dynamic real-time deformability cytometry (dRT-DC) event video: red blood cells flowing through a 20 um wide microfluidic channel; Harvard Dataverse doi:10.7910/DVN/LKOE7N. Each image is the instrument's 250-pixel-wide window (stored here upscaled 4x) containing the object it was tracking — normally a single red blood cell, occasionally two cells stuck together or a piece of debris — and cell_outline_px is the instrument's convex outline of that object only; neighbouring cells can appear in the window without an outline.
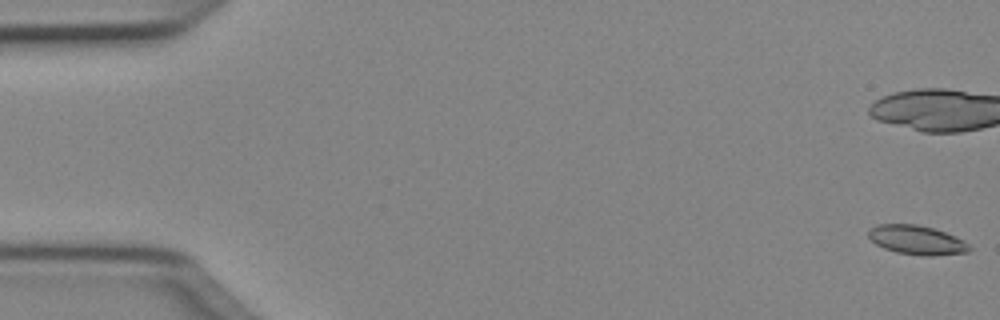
{"species": "Egyptian fruit bat (a non-hibernating species)", "species_latin": "Rousettus aegyptiacus", "temperature_condition": "cold", "stored_images_in_passage": 52, "camera_frame_rate_fps": 3000, "um_per_image_px": 0.085, "animal": {"sex": "female"}, "frame": {"image": 1, "passage_image": 1, "time_ms": 0.0, "image_size_px": [1000, 320], "cell_outline_px": [[972, 248], [968, 252], [932, 256], [924, 256], [896, 252], [884, 248], [876, 244], [868, 236], [868, 232], [876, 224], [916, 224], [932, 228], [944, 232], [964, 240]], "centroid_in_image_um": [77.93, 20.4], "position_along_channel_um": 7.1, "area_um2": 17.05}}
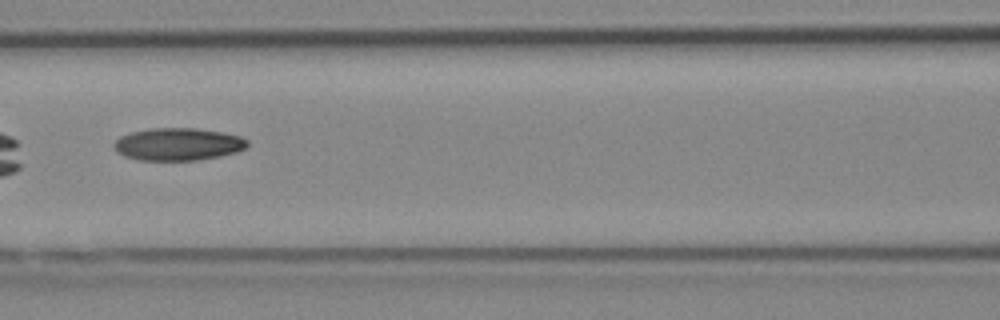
{"frame": {"image": 2, "passage_image": 24, "time_ms": 7.667, "image_size_px": [1000, 320], "cell_outline_px": [[248, 144], [244, 148], [236, 152], [220, 156], [200, 160], [140, 160], [124, 156], [116, 152], [112, 144], [120, 136], [132, 132], [148, 128], [196, 128], [224, 132], [240, 136], [248, 140]], "centroid_in_image_um": [15.12, 12.25], "position_along_channel_um": 151.5, "area_um2": 25.43}}
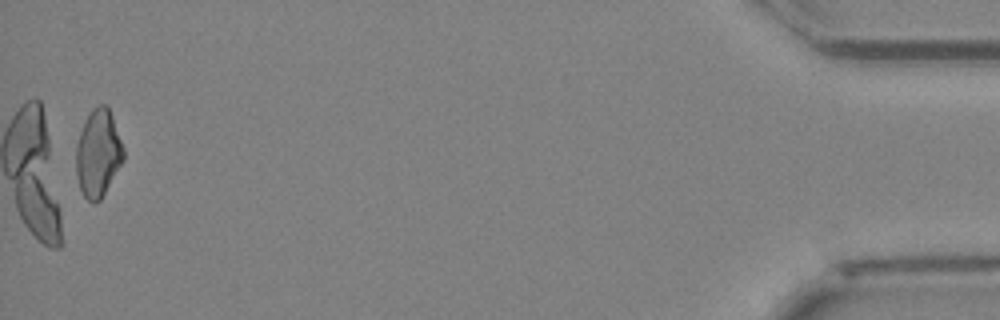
{"frame": {"image": 3, "passage_image": 51, "time_ms": 16.667, "image_size_px": [1000, 320], "cell_outline_px": [[124, 160], [100, 200], [92, 204], [84, 196], [80, 188], [76, 176], [76, 144], [84, 120], [92, 108], [100, 104], [104, 104], [108, 108], [112, 116], [124, 148]], "centroid_in_image_um": [8.33, 13.03], "position_along_channel_um": 426.9, "area_um2": 24.16}}